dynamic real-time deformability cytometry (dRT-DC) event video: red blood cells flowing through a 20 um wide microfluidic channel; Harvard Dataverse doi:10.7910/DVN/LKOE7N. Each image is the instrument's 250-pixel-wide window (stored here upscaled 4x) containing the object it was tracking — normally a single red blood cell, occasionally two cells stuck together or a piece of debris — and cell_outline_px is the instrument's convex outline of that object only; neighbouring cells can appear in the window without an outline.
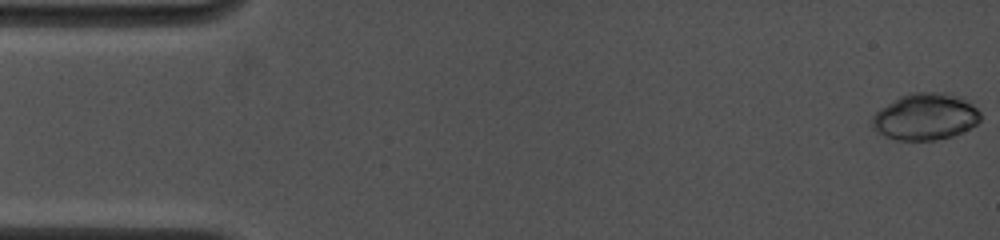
{"species": "common noctule bat (a hibernating species)", "species_latin": "Nyctalus noctula", "temperature_condition": "cold", "stored_images_in_passage": 18, "camera_frame_rate_fps": 4500, "um_per_image_px": 0.085, "animal": {"sex": "female", "body_mass_g": 19.0, "forearm_length_mm": 53.3}, "frame": {"image": 1, "passage_image": 1, "time_ms": 0.0, "image_size_px": [1000, 240], "cell_outline_px": [[980, 120], [976, 124], [952, 136], [936, 140], [896, 140], [872, 128], [872, 116], [880, 108], [900, 96], [912, 92], [944, 92], [964, 96], [980, 112]], "centroid_in_image_um": [78.67, 9.89], "position_along_channel_um": 6.3, "area_um2": 29.48}}
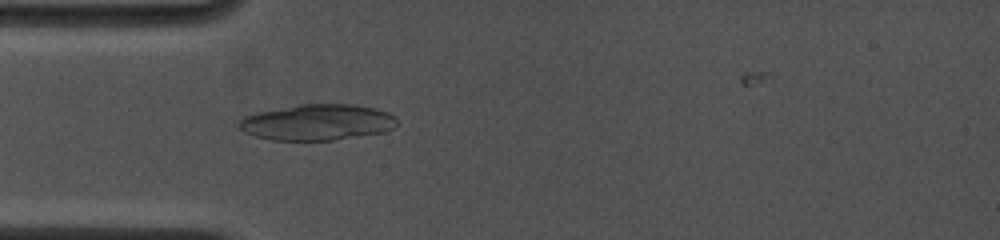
{"frame": {"image": 2, "passage_image": 17, "time_ms": 4.667, "image_size_px": [1000, 240], "cell_outline_px": [[396, 124], [392, 128], [384, 132], [332, 140], [272, 140], [256, 136], [244, 132], [236, 124], [244, 116], [260, 112], [300, 104], [348, 104], [376, 108], [388, 112], [396, 116]], "centroid_in_image_um": [26.98, 10.39], "position_along_channel_um": 58.0, "area_um2": 32.95}}